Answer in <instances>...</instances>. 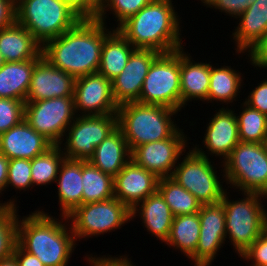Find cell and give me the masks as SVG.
Masks as SVG:
<instances>
[{
  "mask_svg": "<svg viewBox=\"0 0 267 266\" xmlns=\"http://www.w3.org/2000/svg\"><path fill=\"white\" fill-rule=\"evenodd\" d=\"M189 55L180 49L181 109L192 99L205 102L210 86V63H196Z\"/></svg>",
  "mask_w": 267,
  "mask_h": 266,
  "instance_id": "cell-23",
  "label": "cell"
},
{
  "mask_svg": "<svg viewBox=\"0 0 267 266\" xmlns=\"http://www.w3.org/2000/svg\"><path fill=\"white\" fill-rule=\"evenodd\" d=\"M82 183V204L106 201L114 197V178L86 160H82Z\"/></svg>",
  "mask_w": 267,
  "mask_h": 266,
  "instance_id": "cell-30",
  "label": "cell"
},
{
  "mask_svg": "<svg viewBox=\"0 0 267 266\" xmlns=\"http://www.w3.org/2000/svg\"><path fill=\"white\" fill-rule=\"evenodd\" d=\"M91 255L86 258L89 262V264H92L91 266H136L131 263V260L129 261V258L124 257L126 255L119 257H92Z\"/></svg>",
  "mask_w": 267,
  "mask_h": 266,
  "instance_id": "cell-43",
  "label": "cell"
},
{
  "mask_svg": "<svg viewBox=\"0 0 267 266\" xmlns=\"http://www.w3.org/2000/svg\"><path fill=\"white\" fill-rule=\"evenodd\" d=\"M39 60L5 62L0 68V98L26 102L33 69Z\"/></svg>",
  "mask_w": 267,
  "mask_h": 266,
  "instance_id": "cell-28",
  "label": "cell"
},
{
  "mask_svg": "<svg viewBox=\"0 0 267 266\" xmlns=\"http://www.w3.org/2000/svg\"><path fill=\"white\" fill-rule=\"evenodd\" d=\"M177 112L165 106L145 105L138 102L119 105L118 127L130 151L146 143L170 138L179 129L171 119Z\"/></svg>",
  "mask_w": 267,
  "mask_h": 266,
  "instance_id": "cell-4",
  "label": "cell"
},
{
  "mask_svg": "<svg viewBox=\"0 0 267 266\" xmlns=\"http://www.w3.org/2000/svg\"><path fill=\"white\" fill-rule=\"evenodd\" d=\"M172 0H153L116 29L135 49L161 54L183 49L180 21Z\"/></svg>",
  "mask_w": 267,
  "mask_h": 266,
  "instance_id": "cell-2",
  "label": "cell"
},
{
  "mask_svg": "<svg viewBox=\"0 0 267 266\" xmlns=\"http://www.w3.org/2000/svg\"><path fill=\"white\" fill-rule=\"evenodd\" d=\"M200 228L198 213L174 216L170 234L165 243L175 250H181L190 259L199 242Z\"/></svg>",
  "mask_w": 267,
  "mask_h": 266,
  "instance_id": "cell-29",
  "label": "cell"
},
{
  "mask_svg": "<svg viewBox=\"0 0 267 266\" xmlns=\"http://www.w3.org/2000/svg\"><path fill=\"white\" fill-rule=\"evenodd\" d=\"M69 3L84 18H95L97 8L89 0H63Z\"/></svg>",
  "mask_w": 267,
  "mask_h": 266,
  "instance_id": "cell-46",
  "label": "cell"
},
{
  "mask_svg": "<svg viewBox=\"0 0 267 266\" xmlns=\"http://www.w3.org/2000/svg\"><path fill=\"white\" fill-rule=\"evenodd\" d=\"M16 21V6L8 0H0V30Z\"/></svg>",
  "mask_w": 267,
  "mask_h": 266,
  "instance_id": "cell-44",
  "label": "cell"
},
{
  "mask_svg": "<svg viewBox=\"0 0 267 266\" xmlns=\"http://www.w3.org/2000/svg\"><path fill=\"white\" fill-rule=\"evenodd\" d=\"M187 137L179 128L170 138L135 147L131 160L156 177H171L177 161L186 152ZM180 156V157H179Z\"/></svg>",
  "mask_w": 267,
  "mask_h": 266,
  "instance_id": "cell-13",
  "label": "cell"
},
{
  "mask_svg": "<svg viewBox=\"0 0 267 266\" xmlns=\"http://www.w3.org/2000/svg\"><path fill=\"white\" fill-rule=\"evenodd\" d=\"M241 73L232 69L231 66H221L214 68L210 64V86L206 101L213 102L214 100L221 103H232L238 94L243 81ZM213 100V101H212Z\"/></svg>",
  "mask_w": 267,
  "mask_h": 266,
  "instance_id": "cell-31",
  "label": "cell"
},
{
  "mask_svg": "<svg viewBox=\"0 0 267 266\" xmlns=\"http://www.w3.org/2000/svg\"><path fill=\"white\" fill-rule=\"evenodd\" d=\"M76 78L42 57L34 66L26 101L73 96Z\"/></svg>",
  "mask_w": 267,
  "mask_h": 266,
  "instance_id": "cell-17",
  "label": "cell"
},
{
  "mask_svg": "<svg viewBox=\"0 0 267 266\" xmlns=\"http://www.w3.org/2000/svg\"><path fill=\"white\" fill-rule=\"evenodd\" d=\"M134 209H132V219L139 214L142 219V223L147 228V232L151 233V236L159 238L161 242H166L170 229L172 226L174 215L172 214L169 206L163 199L158 190L149 195L145 200L140 202ZM140 210V212H139Z\"/></svg>",
  "mask_w": 267,
  "mask_h": 266,
  "instance_id": "cell-26",
  "label": "cell"
},
{
  "mask_svg": "<svg viewBox=\"0 0 267 266\" xmlns=\"http://www.w3.org/2000/svg\"><path fill=\"white\" fill-rule=\"evenodd\" d=\"M111 31L103 42L100 65L97 71L98 74L103 75L110 81L123 71L131 53L135 50L117 29L114 28Z\"/></svg>",
  "mask_w": 267,
  "mask_h": 266,
  "instance_id": "cell-27",
  "label": "cell"
},
{
  "mask_svg": "<svg viewBox=\"0 0 267 266\" xmlns=\"http://www.w3.org/2000/svg\"><path fill=\"white\" fill-rule=\"evenodd\" d=\"M157 190L174 216L198 213L201 203L171 177L158 180Z\"/></svg>",
  "mask_w": 267,
  "mask_h": 266,
  "instance_id": "cell-32",
  "label": "cell"
},
{
  "mask_svg": "<svg viewBox=\"0 0 267 266\" xmlns=\"http://www.w3.org/2000/svg\"><path fill=\"white\" fill-rule=\"evenodd\" d=\"M132 211L115 197L82 204L67 216L75 239L97 236L120 229L132 220ZM131 219V220H130Z\"/></svg>",
  "mask_w": 267,
  "mask_h": 266,
  "instance_id": "cell-10",
  "label": "cell"
},
{
  "mask_svg": "<svg viewBox=\"0 0 267 266\" xmlns=\"http://www.w3.org/2000/svg\"><path fill=\"white\" fill-rule=\"evenodd\" d=\"M89 1L98 9L104 0H89Z\"/></svg>",
  "mask_w": 267,
  "mask_h": 266,
  "instance_id": "cell-50",
  "label": "cell"
},
{
  "mask_svg": "<svg viewBox=\"0 0 267 266\" xmlns=\"http://www.w3.org/2000/svg\"><path fill=\"white\" fill-rule=\"evenodd\" d=\"M13 255L17 260L18 266H44L36 256L23 250L18 244L15 245Z\"/></svg>",
  "mask_w": 267,
  "mask_h": 266,
  "instance_id": "cell-45",
  "label": "cell"
},
{
  "mask_svg": "<svg viewBox=\"0 0 267 266\" xmlns=\"http://www.w3.org/2000/svg\"><path fill=\"white\" fill-rule=\"evenodd\" d=\"M80 115L66 131L62 152L66 159L88 161L95 148L118 127V115Z\"/></svg>",
  "mask_w": 267,
  "mask_h": 266,
  "instance_id": "cell-12",
  "label": "cell"
},
{
  "mask_svg": "<svg viewBox=\"0 0 267 266\" xmlns=\"http://www.w3.org/2000/svg\"><path fill=\"white\" fill-rule=\"evenodd\" d=\"M19 219L18 217L17 244L23 250L36 256L44 266L68 265L76 248V239L72 229L65 225L66 222L69 223L67 217L62 216L61 220H67L62 224L63 221L38 209L22 220Z\"/></svg>",
  "mask_w": 267,
  "mask_h": 266,
  "instance_id": "cell-3",
  "label": "cell"
},
{
  "mask_svg": "<svg viewBox=\"0 0 267 266\" xmlns=\"http://www.w3.org/2000/svg\"><path fill=\"white\" fill-rule=\"evenodd\" d=\"M159 178L130 160L114 177V197L131 211L157 190Z\"/></svg>",
  "mask_w": 267,
  "mask_h": 266,
  "instance_id": "cell-18",
  "label": "cell"
},
{
  "mask_svg": "<svg viewBox=\"0 0 267 266\" xmlns=\"http://www.w3.org/2000/svg\"><path fill=\"white\" fill-rule=\"evenodd\" d=\"M194 147L187 152L181 163L174 168L171 178L189 191L202 204H213L222 200L226 189L211 164L209 155Z\"/></svg>",
  "mask_w": 267,
  "mask_h": 266,
  "instance_id": "cell-9",
  "label": "cell"
},
{
  "mask_svg": "<svg viewBox=\"0 0 267 266\" xmlns=\"http://www.w3.org/2000/svg\"><path fill=\"white\" fill-rule=\"evenodd\" d=\"M53 144L24 119L0 135V154L11 159H28L45 153Z\"/></svg>",
  "mask_w": 267,
  "mask_h": 266,
  "instance_id": "cell-19",
  "label": "cell"
},
{
  "mask_svg": "<svg viewBox=\"0 0 267 266\" xmlns=\"http://www.w3.org/2000/svg\"><path fill=\"white\" fill-rule=\"evenodd\" d=\"M75 112L82 115L117 114L111 81L98 73L76 78L73 93Z\"/></svg>",
  "mask_w": 267,
  "mask_h": 266,
  "instance_id": "cell-15",
  "label": "cell"
},
{
  "mask_svg": "<svg viewBox=\"0 0 267 266\" xmlns=\"http://www.w3.org/2000/svg\"><path fill=\"white\" fill-rule=\"evenodd\" d=\"M65 155L61 145H53L45 153L31 160V178L33 185H50L57 179L61 163Z\"/></svg>",
  "mask_w": 267,
  "mask_h": 266,
  "instance_id": "cell-33",
  "label": "cell"
},
{
  "mask_svg": "<svg viewBox=\"0 0 267 266\" xmlns=\"http://www.w3.org/2000/svg\"><path fill=\"white\" fill-rule=\"evenodd\" d=\"M240 257L251 260V266H267V232L260 235Z\"/></svg>",
  "mask_w": 267,
  "mask_h": 266,
  "instance_id": "cell-39",
  "label": "cell"
},
{
  "mask_svg": "<svg viewBox=\"0 0 267 266\" xmlns=\"http://www.w3.org/2000/svg\"><path fill=\"white\" fill-rule=\"evenodd\" d=\"M58 198L61 217H67L82 205V160L64 159L61 163L57 179Z\"/></svg>",
  "mask_w": 267,
  "mask_h": 266,
  "instance_id": "cell-25",
  "label": "cell"
},
{
  "mask_svg": "<svg viewBox=\"0 0 267 266\" xmlns=\"http://www.w3.org/2000/svg\"><path fill=\"white\" fill-rule=\"evenodd\" d=\"M84 17L63 0H19L16 21L43 45L74 28Z\"/></svg>",
  "mask_w": 267,
  "mask_h": 266,
  "instance_id": "cell-5",
  "label": "cell"
},
{
  "mask_svg": "<svg viewBox=\"0 0 267 266\" xmlns=\"http://www.w3.org/2000/svg\"><path fill=\"white\" fill-rule=\"evenodd\" d=\"M198 214L201 224L199 242L190 259L195 265L210 266L226 241L224 204L222 201L202 204Z\"/></svg>",
  "mask_w": 267,
  "mask_h": 266,
  "instance_id": "cell-14",
  "label": "cell"
},
{
  "mask_svg": "<svg viewBox=\"0 0 267 266\" xmlns=\"http://www.w3.org/2000/svg\"><path fill=\"white\" fill-rule=\"evenodd\" d=\"M254 2L255 0H217L211 8L220 9L237 19Z\"/></svg>",
  "mask_w": 267,
  "mask_h": 266,
  "instance_id": "cell-41",
  "label": "cell"
},
{
  "mask_svg": "<svg viewBox=\"0 0 267 266\" xmlns=\"http://www.w3.org/2000/svg\"><path fill=\"white\" fill-rule=\"evenodd\" d=\"M25 102L0 98V135L24 120Z\"/></svg>",
  "mask_w": 267,
  "mask_h": 266,
  "instance_id": "cell-37",
  "label": "cell"
},
{
  "mask_svg": "<svg viewBox=\"0 0 267 266\" xmlns=\"http://www.w3.org/2000/svg\"><path fill=\"white\" fill-rule=\"evenodd\" d=\"M41 51L42 45L17 21L0 30V54L5 62L41 59Z\"/></svg>",
  "mask_w": 267,
  "mask_h": 266,
  "instance_id": "cell-21",
  "label": "cell"
},
{
  "mask_svg": "<svg viewBox=\"0 0 267 266\" xmlns=\"http://www.w3.org/2000/svg\"><path fill=\"white\" fill-rule=\"evenodd\" d=\"M130 160L131 151L121 129L117 127L95 148L88 161L114 178Z\"/></svg>",
  "mask_w": 267,
  "mask_h": 266,
  "instance_id": "cell-24",
  "label": "cell"
},
{
  "mask_svg": "<svg viewBox=\"0 0 267 266\" xmlns=\"http://www.w3.org/2000/svg\"><path fill=\"white\" fill-rule=\"evenodd\" d=\"M75 113L73 96L58 97L26 101L24 119L53 145H61L65 131L78 115Z\"/></svg>",
  "mask_w": 267,
  "mask_h": 266,
  "instance_id": "cell-11",
  "label": "cell"
},
{
  "mask_svg": "<svg viewBox=\"0 0 267 266\" xmlns=\"http://www.w3.org/2000/svg\"><path fill=\"white\" fill-rule=\"evenodd\" d=\"M222 162L227 184L267 196V143L240 141Z\"/></svg>",
  "mask_w": 267,
  "mask_h": 266,
  "instance_id": "cell-7",
  "label": "cell"
},
{
  "mask_svg": "<svg viewBox=\"0 0 267 266\" xmlns=\"http://www.w3.org/2000/svg\"><path fill=\"white\" fill-rule=\"evenodd\" d=\"M247 53L252 65L267 69V33Z\"/></svg>",
  "mask_w": 267,
  "mask_h": 266,
  "instance_id": "cell-42",
  "label": "cell"
},
{
  "mask_svg": "<svg viewBox=\"0 0 267 266\" xmlns=\"http://www.w3.org/2000/svg\"><path fill=\"white\" fill-rule=\"evenodd\" d=\"M8 165H9V159L3 155L0 154V193L2 194V191L6 189L7 184V177H8ZM14 199H10L8 202L0 203V206H6V207H16L17 204H15Z\"/></svg>",
  "mask_w": 267,
  "mask_h": 266,
  "instance_id": "cell-47",
  "label": "cell"
},
{
  "mask_svg": "<svg viewBox=\"0 0 267 266\" xmlns=\"http://www.w3.org/2000/svg\"><path fill=\"white\" fill-rule=\"evenodd\" d=\"M10 186L25 190L33 186L31 178V160L11 159L8 165L6 189Z\"/></svg>",
  "mask_w": 267,
  "mask_h": 266,
  "instance_id": "cell-38",
  "label": "cell"
},
{
  "mask_svg": "<svg viewBox=\"0 0 267 266\" xmlns=\"http://www.w3.org/2000/svg\"><path fill=\"white\" fill-rule=\"evenodd\" d=\"M245 197L237 201L230 200L227 191L224 192L222 202L226 216V238L234 246L235 252L242 253L266 231L267 211L263 208L261 193H242Z\"/></svg>",
  "mask_w": 267,
  "mask_h": 266,
  "instance_id": "cell-6",
  "label": "cell"
},
{
  "mask_svg": "<svg viewBox=\"0 0 267 266\" xmlns=\"http://www.w3.org/2000/svg\"><path fill=\"white\" fill-rule=\"evenodd\" d=\"M111 33L96 18H83L74 28L42 45V56L75 78L97 73L101 48Z\"/></svg>",
  "mask_w": 267,
  "mask_h": 266,
  "instance_id": "cell-1",
  "label": "cell"
},
{
  "mask_svg": "<svg viewBox=\"0 0 267 266\" xmlns=\"http://www.w3.org/2000/svg\"><path fill=\"white\" fill-rule=\"evenodd\" d=\"M202 1V3L206 6L207 5V7H210L211 8V6L217 1V0H201Z\"/></svg>",
  "mask_w": 267,
  "mask_h": 266,
  "instance_id": "cell-49",
  "label": "cell"
},
{
  "mask_svg": "<svg viewBox=\"0 0 267 266\" xmlns=\"http://www.w3.org/2000/svg\"><path fill=\"white\" fill-rule=\"evenodd\" d=\"M137 102L165 106L180 112V50L160 54L153 61Z\"/></svg>",
  "mask_w": 267,
  "mask_h": 266,
  "instance_id": "cell-8",
  "label": "cell"
},
{
  "mask_svg": "<svg viewBox=\"0 0 267 266\" xmlns=\"http://www.w3.org/2000/svg\"><path fill=\"white\" fill-rule=\"evenodd\" d=\"M153 0H104L97 9L96 19L105 23L106 11L109 9L114 12L118 22V27L128 18L138 13L144 6ZM109 7V8H108Z\"/></svg>",
  "mask_w": 267,
  "mask_h": 266,
  "instance_id": "cell-36",
  "label": "cell"
},
{
  "mask_svg": "<svg viewBox=\"0 0 267 266\" xmlns=\"http://www.w3.org/2000/svg\"><path fill=\"white\" fill-rule=\"evenodd\" d=\"M222 107L211 118L203 144L212 156H221L223 161L230 155L234 147L240 142L236 113Z\"/></svg>",
  "mask_w": 267,
  "mask_h": 266,
  "instance_id": "cell-20",
  "label": "cell"
},
{
  "mask_svg": "<svg viewBox=\"0 0 267 266\" xmlns=\"http://www.w3.org/2000/svg\"><path fill=\"white\" fill-rule=\"evenodd\" d=\"M9 2L13 3L15 6L18 5L19 0H8Z\"/></svg>",
  "mask_w": 267,
  "mask_h": 266,
  "instance_id": "cell-52",
  "label": "cell"
},
{
  "mask_svg": "<svg viewBox=\"0 0 267 266\" xmlns=\"http://www.w3.org/2000/svg\"><path fill=\"white\" fill-rule=\"evenodd\" d=\"M0 266H18L15 256L12 254L8 257L0 259Z\"/></svg>",
  "mask_w": 267,
  "mask_h": 266,
  "instance_id": "cell-48",
  "label": "cell"
},
{
  "mask_svg": "<svg viewBox=\"0 0 267 266\" xmlns=\"http://www.w3.org/2000/svg\"><path fill=\"white\" fill-rule=\"evenodd\" d=\"M18 207L0 206V259L13 254L17 244Z\"/></svg>",
  "mask_w": 267,
  "mask_h": 266,
  "instance_id": "cell-35",
  "label": "cell"
},
{
  "mask_svg": "<svg viewBox=\"0 0 267 266\" xmlns=\"http://www.w3.org/2000/svg\"><path fill=\"white\" fill-rule=\"evenodd\" d=\"M243 106L241 114H236L240 141L267 143V116L245 102Z\"/></svg>",
  "mask_w": 267,
  "mask_h": 266,
  "instance_id": "cell-34",
  "label": "cell"
},
{
  "mask_svg": "<svg viewBox=\"0 0 267 266\" xmlns=\"http://www.w3.org/2000/svg\"><path fill=\"white\" fill-rule=\"evenodd\" d=\"M4 63H5V60L3 56L0 54V68L3 66Z\"/></svg>",
  "mask_w": 267,
  "mask_h": 266,
  "instance_id": "cell-51",
  "label": "cell"
},
{
  "mask_svg": "<svg viewBox=\"0 0 267 266\" xmlns=\"http://www.w3.org/2000/svg\"><path fill=\"white\" fill-rule=\"evenodd\" d=\"M160 54L149 49H135L131 53L123 71L111 81L113 98L118 106L139 100L148 70Z\"/></svg>",
  "mask_w": 267,
  "mask_h": 266,
  "instance_id": "cell-16",
  "label": "cell"
},
{
  "mask_svg": "<svg viewBox=\"0 0 267 266\" xmlns=\"http://www.w3.org/2000/svg\"><path fill=\"white\" fill-rule=\"evenodd\" d=\"M249 94L244 102L267 116V80L261 81Z\"/></svg>",
  "mask_w": 267,
  "mask_h": 266,
  "instance_id": "cell-40",
  "label": "cell"
},
{
  "mask_svg": "<svg viewBox=\"0 0 267 266\" xmlns=\"http://www.w3.org/2000/svg\"><path fill=\"white\" fill-rule=\"evenodd\" d=\"M232 33L236 53H245L267 33V0H255L239 17Z\"/></svg>",
  "mask_w": 267,
  "mask_h": 266,
  "instance_id": "cell-22",
  "label": "cell"
}]
</instances>
